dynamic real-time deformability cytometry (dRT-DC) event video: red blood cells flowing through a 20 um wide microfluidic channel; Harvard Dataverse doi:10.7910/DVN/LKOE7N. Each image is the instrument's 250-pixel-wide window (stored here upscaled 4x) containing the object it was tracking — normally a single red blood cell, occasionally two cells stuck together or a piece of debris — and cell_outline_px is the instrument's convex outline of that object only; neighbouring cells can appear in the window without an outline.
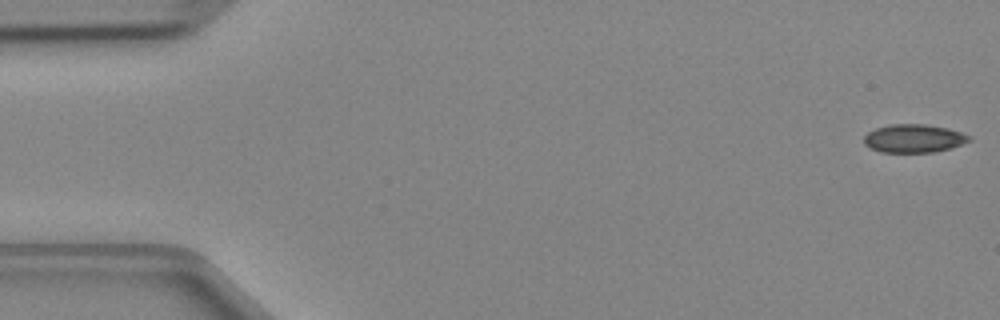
{"species": "Egyptian fruit bat (a non-hibernating species)", "species_latin": "Rousettus aegyptiacus", "temperature_condition": "cold", "stored_images_in_passage": 47, "camera_frame_rate_fps": 3000, "um_per_image_px": 0.085, "animal": {"sex": "female"}, "frame": {"image": 1, "passage_image": 1, "time_ms": 0.0, "image_size_px": [1000, 320], "cell_outline_px": [[972, 140], [952, 148], [932, 152], [880, 152], [864, 144], [864, 136], [868, 132], [876, 128], [888, 124], [924, 124], [948, 128], [972, 136]], "centroid_in_image_um": [77.69, 11.76], "position_along_channel_um": 7.3, "area_um2": 17.4}}
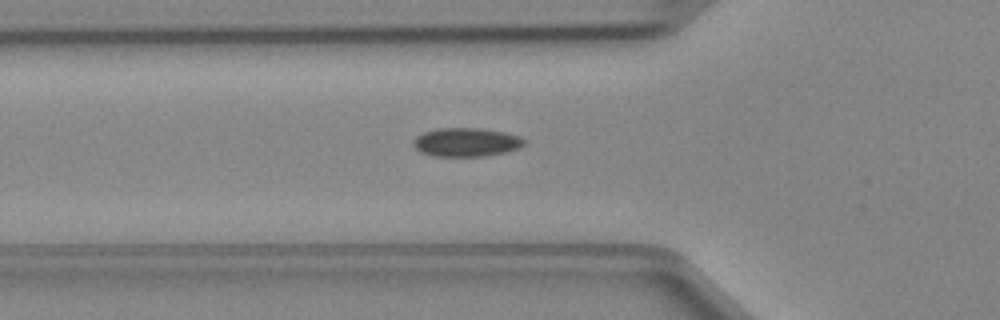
{"frame": {"image": 2, "passage_image": 16, "time_ms": 5.0, "image_size_px": [1000, 320], "cell_outline_px": [[528, 140], [520, 148], [504, 152], [484, 156], [432, 156], [420, 152], [412, 144], [412, 140], [416, 136], [424, 132], [436, 128], [480, 128], [504, 132], [520, 136]], "centroid_in_image_um": [39.63, 12.08], "position_along_channel_um": 86.2, "area_um2": 18.73}}
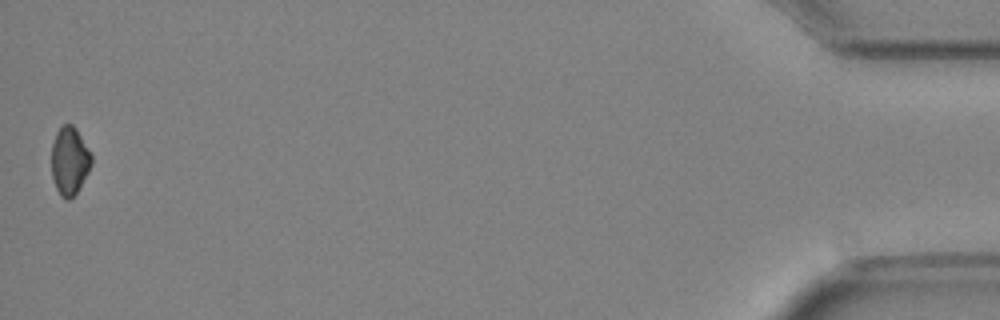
{"frame": {"image": 3, "passage_image": 47, "time_ms": 15.333, "image_size_px": [1000, 320], "cell_outline_px": [[92, 164], [88, 172], [76, 192], [68, 200], [64, 200], [60, 196], [56, 188], [52, 176], [52, 144], [56, 132], [64, 124], [72, 124], [76, 128], [92, 156]], "centroid_in_image_um": [5.9, 13.67], "position_along_channel_um": 429.3, "area_um2": 15.66}}